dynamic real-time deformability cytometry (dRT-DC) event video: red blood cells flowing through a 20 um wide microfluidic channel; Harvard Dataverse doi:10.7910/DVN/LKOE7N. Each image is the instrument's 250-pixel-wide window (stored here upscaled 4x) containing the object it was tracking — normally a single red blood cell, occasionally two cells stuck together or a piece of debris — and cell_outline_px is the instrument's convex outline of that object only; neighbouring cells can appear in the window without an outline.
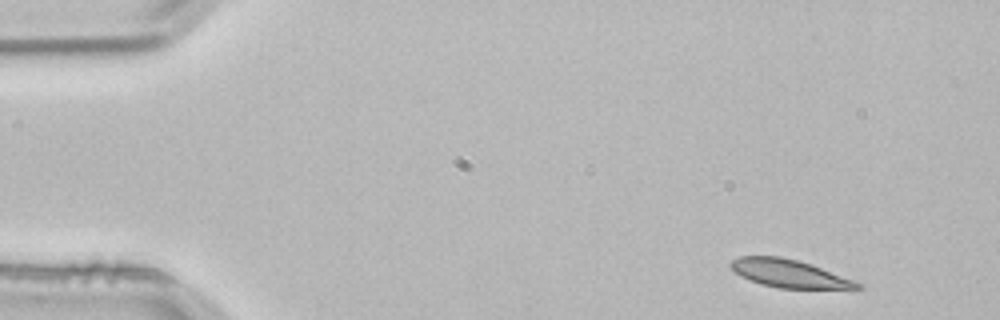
{"species": "common noctule bat (a hibernating species)", "species_latin": "Nyctalus noctula", "temperature_condition": "room temperature", "stored_images_in_passage": 3, "camera_frame_rate_fps": 3000, "um_per_image_px": 0.085, "animal": {"sex": "male", "body_mass_g": 21.5, "forearm_length_mm": 52.0}, "frame": {"image": 1, "passage_image": 1, "time_ms": 0.0, "image_size_px": [1000, 320], "cell_outline_px": [[864, 288], [780, 288], [764, 284], [740, 276], [728, 264], [732, 260], [740, 256], [780, 256], [796, 260], [820, 268], [852, 280], [860, 284]], "centroid_in_image_um": [67.0, 23.23], "position_along_channel_um": 18.0, "area_um2": 19.83}}
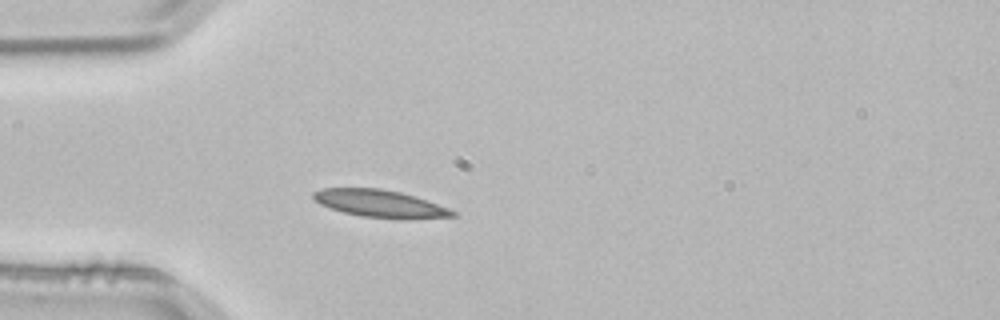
{"frame": {"image": 2, "passage_image": 3, "time_ms": 0.667, "image_size_px": [1000, 320], "cell_outline_px": [[460, 216], [408, 220], [360, 216], [328, 208], [320, 204], [312, 196], [312, 192], [320, 188], [380, 188], [400, 192], [448, 208], [456, 212]], "centroid_in_image_um": [32.3, 17.32], "position_along_channel_um": 52.7, "area_um2": 22.37}}